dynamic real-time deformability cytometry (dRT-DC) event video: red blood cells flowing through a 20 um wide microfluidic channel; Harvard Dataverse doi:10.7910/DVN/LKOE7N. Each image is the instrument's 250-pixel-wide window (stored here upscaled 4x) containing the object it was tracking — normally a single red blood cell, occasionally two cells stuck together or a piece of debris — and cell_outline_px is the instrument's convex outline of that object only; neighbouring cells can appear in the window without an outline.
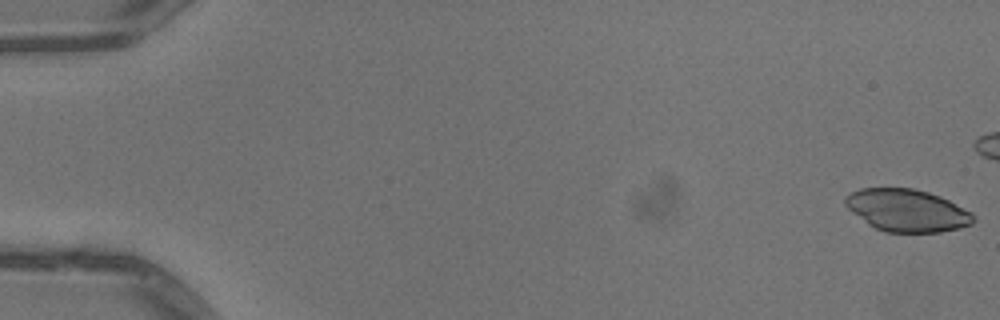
{"species": "common noctule bat (a hibernating species)", "species_latin": "Nyctalus noctula", "temperature_condition": "warm", "stored_images_in_passage": 43, "camera_frame_rate_fps": 3000, "um_per_image_px": 0.085, "animal": {"sex": "male", "body_mass_g": 13.3}, "frame": {"image": 1, "passage_image": 1, "time_ms": 0.0, "image_size_px": [1000, 320], "cell_outline_px": [[976, 220], [972, 224], [960, 228], [940, 232], [884, 232], [868, 224], [852, 212], [844, 204], [844, 196], [860, 188], [912, 188], [928, 192], [940, 196], [972, 212], [976, 216]], "centroid_in_image_um": [77.11, 17.88], "position_along_channel_um": 7.9, "area_um2": 31.73}}
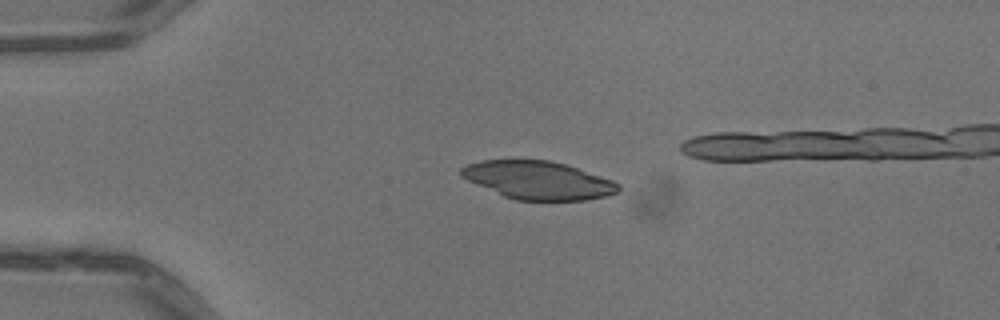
{"frame": {"image": 2, "passage_image": 13, "time_ms": 4.0, "image_size_px": [1000, 320], "cell_outline_px": [[620, 192], [604, 196], [584, 200], [516, 200], [504, 196], [468, 180], [460, 176], [460, 168], [468, 164], [480, 160], [548, 160], [568, 164], [612, 180], [620, 184]], "centroid_in_image_um": [45.76, 15.31], "position_along_channel_um": 39.2, "area_um2": 34.8}}